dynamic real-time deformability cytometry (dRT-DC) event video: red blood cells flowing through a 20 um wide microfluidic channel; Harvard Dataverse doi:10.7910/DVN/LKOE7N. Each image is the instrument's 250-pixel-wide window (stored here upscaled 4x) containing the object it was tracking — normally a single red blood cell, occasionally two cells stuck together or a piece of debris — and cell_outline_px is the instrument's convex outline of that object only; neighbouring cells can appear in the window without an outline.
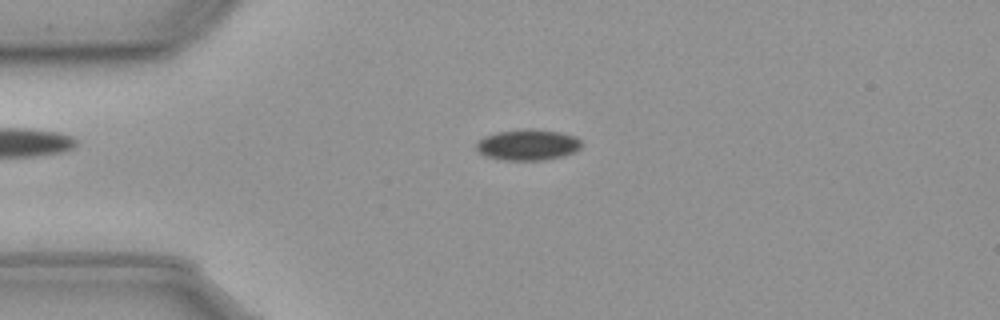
{"species": "common noctule bat (a hibernating species)", "species_latin": "Nyctalus noctula", "temperature_condition": "cold", "stored_images_in_passage": 56, "camera_frame_rate_fps": 3000, "um_per_image_px": 0.085, "animal": {"sex": "male", "body_mass_g": 23.1, "forearm_length_mm": 52.7}, "frame": {"image": 1, "passage_image": 13, "time_ms": 4.0, "image_size_px": [1000, 320], "cell_outline_px": [[580, 148], [564, 156], [540, 160], [504, 160], [484, 156], [476, 148], [476, 144], [484, 136], [496, 132], [524, 128], [532, 128], [560, 132], [572, 136], [580, 140]], "centroid_in_image_um": [44.82, 12.3], "position_along_channel_um": 40.2, "area_um2": 18.9}}
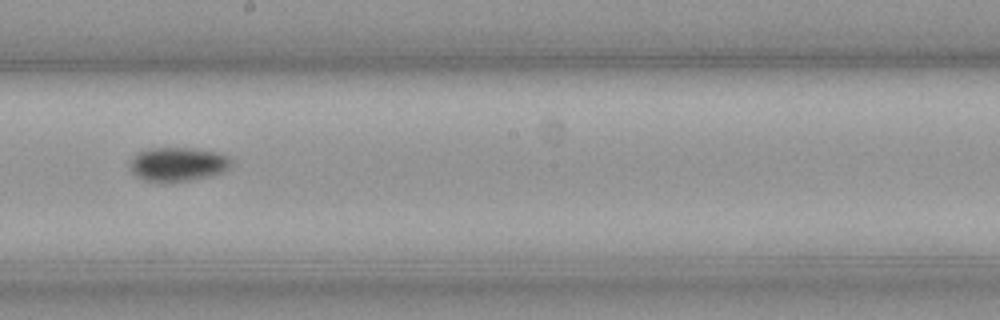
{"frame": {"image": 2, "passage_image": 31, "time_ms": 10.0, "image_size_px": [1000, 320], "cell_outline_px": [[228, 164], [220, 172], [172, 184], [164, 184], [144, 180], [136, 176], [132, 172], [132, 160], [136, 152], [148, 148], [192, 148], [212, 152], [224, 156], [228, 160]], "centroid_in_image_um": [14.96, 13.98], "position_along_channel_um": 233.2, "area_um2": 19.54}}
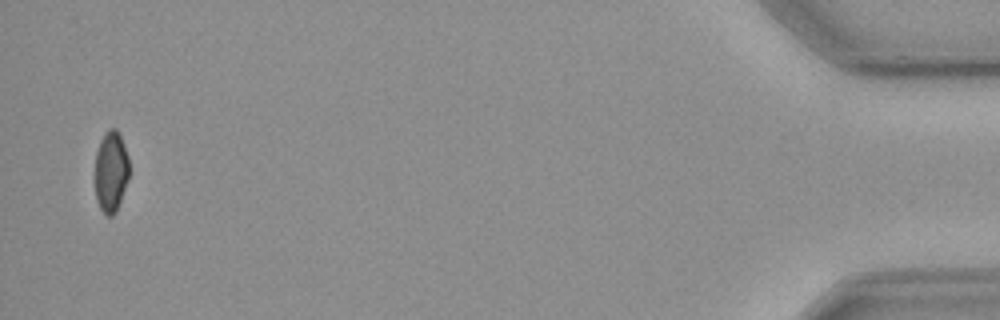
{"frame": {"image": 3, "passage_image": 55, "time_ms": 18.0, "image_size_px": [1000, 320], "cell_outline_px": [[128, 180], [116, 212], [112, 216], [108, 216], [100, 208], [96, 200], [96, 152], [100, 140], [104, 132], [108, 128], [116, 128], [124, 144], [128, 156]], "centroid_in_image_um": [9.43, 14.56], "position_along_channel_um": 425.8, "area_um2": 16.07}, "authors_computed_cell_mechanics": {"area_um2": 18.1203, "velocity_mm_per_s": 3.6194, "shape_relaxation_time_tau1_ms": 6.0431, "shape_relaxation_time_tau2_ms": null, "deformation_change_tau1": 0.0646, "deformation_change_tau2": null}}